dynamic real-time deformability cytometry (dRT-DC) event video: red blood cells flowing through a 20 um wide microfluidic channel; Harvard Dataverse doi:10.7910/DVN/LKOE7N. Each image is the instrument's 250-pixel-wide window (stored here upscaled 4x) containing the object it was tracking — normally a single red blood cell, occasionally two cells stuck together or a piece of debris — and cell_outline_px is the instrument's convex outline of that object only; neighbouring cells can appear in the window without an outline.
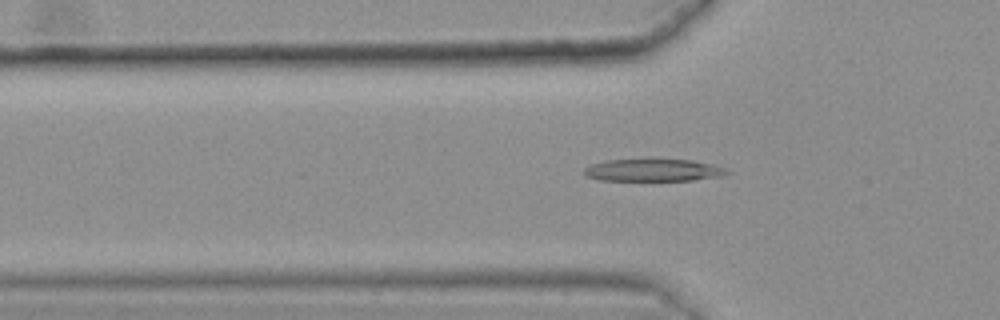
{"species": "common noctule bat (a hibernating species)", "species_latin": "Nyctalus noctula", "temperature_condition": "warm", "stored_images_in_passage": 48, "camera_frame_rate_fps": 3000, "um_per_image_px": 0.085, "animal": {"sex": "female", "body_mass_g": 25.1}, "frame": {"image": 1, "passage_image": 18, "time_ms": 5.667, "image_size_px": [1000, 320], "cell_outline_px": [[732, 172], [724, 176], [692, 180], [600, 180], [584, 176], [584, 168], [592, 164], [604, 160], [692, 160], [724, 168]], "centroid_in_image_um": [55.51, 14.47], "position_along_channel_um": 70.3, "area_um2": 18.32}}
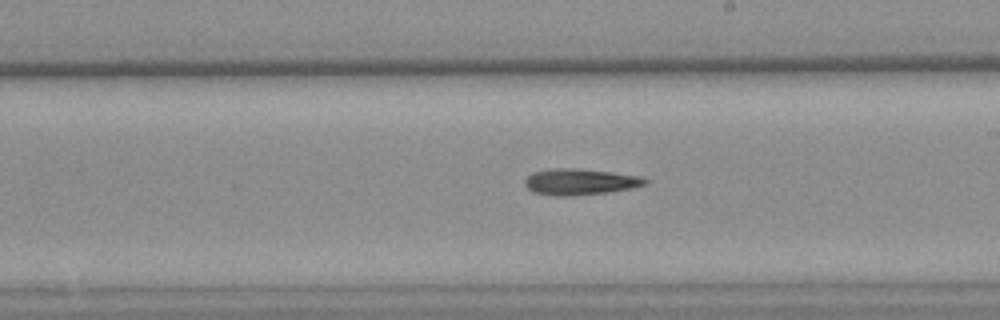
{"frame": {"image": 2, "passage_image": 32, "time_ms": 10.333, "image_size_px": [1000, 320], "cell_outline_px": [[648, 180], [644, 184], [632, 188], [608, 192], [572, 196], [552, 196], [532, 192], [524, 184], [524, 180], [532, 172], [552, 168], [572, 168], [612, 172], [640, 176]], "centroid_in_image_um": [49.25, 15.46], "position_along_channel_um": 239.8, "area_um2": 18.38}}
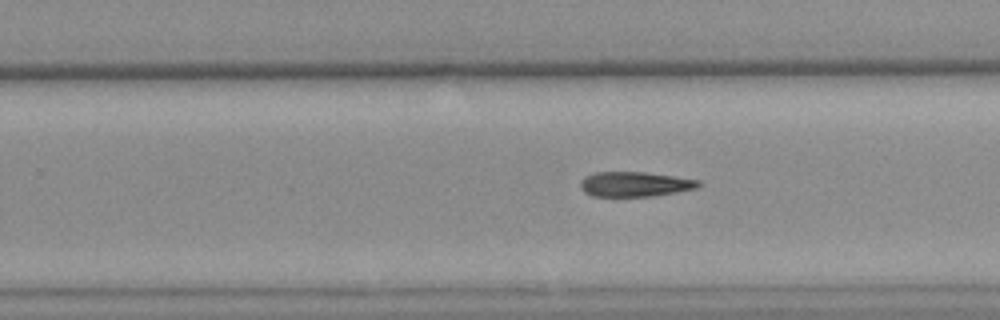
{"frame": {"image": 3, "passage_image": 35, "time_ms": 11.333, "image_size_px": [1000, 320], "cell_outline_px": [[704, 184], [696, 188], [676, 192], [652, 196], [592, 196], [584, 192], [580, 188], [580, 180], [584, 176], [592, 172], [644, 172], [700, 180]], "centroid_in_image_um": [53.93, 15.65], "position_along_channel_um": 275.9, "area_um2": 17.22}}